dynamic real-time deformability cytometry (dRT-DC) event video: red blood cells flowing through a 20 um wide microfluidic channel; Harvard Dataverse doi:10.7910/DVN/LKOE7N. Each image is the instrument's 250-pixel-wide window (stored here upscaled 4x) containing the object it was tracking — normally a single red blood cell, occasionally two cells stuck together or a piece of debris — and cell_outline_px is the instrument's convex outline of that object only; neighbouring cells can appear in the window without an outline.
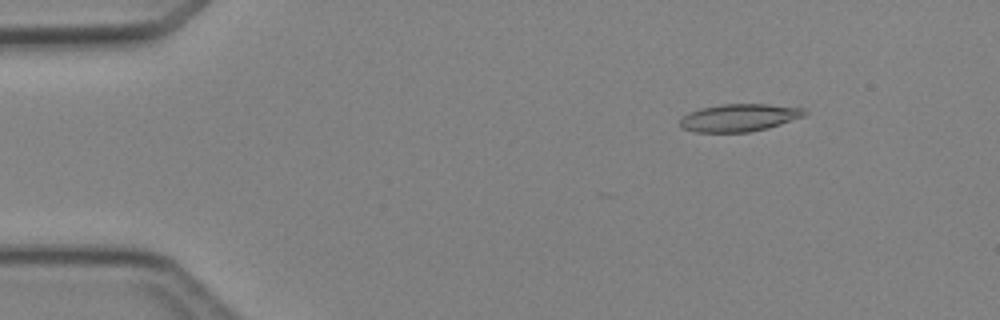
{"species": "Egyptian fruit bat (a non-hibernating species)", "species_latin": "Rousettus aegyptiacus", "temperature_condition": "cold", "stored_images_in_passage": 4, "camera_frame_rate_fps": 3000, "um_per_image_px": 0.085, "animal": {"sex": "female"}, "frame": {"image": 1, "passage_image": 2, "time_ms": 1.333, "image_size_px": [1000, 320], "cell_outline_px": [[808, 112], [804, 116], [768, 128], [748, 132], [696, 132], [680, 128], [680, 120], [688, 112], [700, 108], [720, 104], [768, 104], [804, 108]], "centroid_in_image_um": [62.82, 10.0], "position_along_channel_um": 22.2, "area_um2": 20.06}}